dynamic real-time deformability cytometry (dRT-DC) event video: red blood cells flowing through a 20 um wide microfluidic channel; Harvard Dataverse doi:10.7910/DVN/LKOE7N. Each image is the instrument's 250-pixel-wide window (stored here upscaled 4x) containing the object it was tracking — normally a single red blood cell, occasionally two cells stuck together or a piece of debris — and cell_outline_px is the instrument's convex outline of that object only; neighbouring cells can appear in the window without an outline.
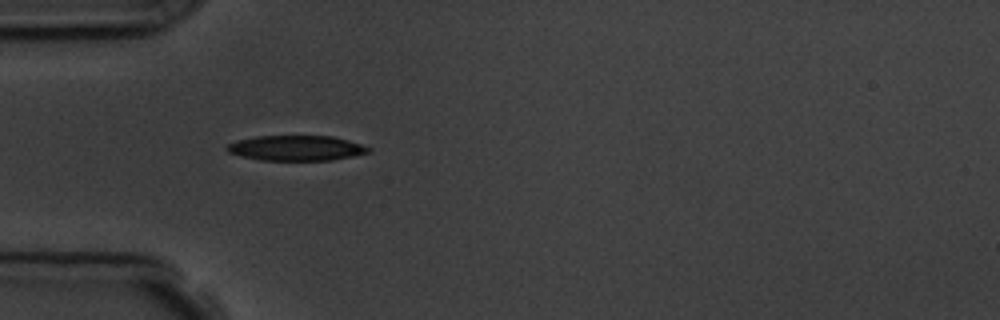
{"species": "common noctule bat (a hibernating species)", "species_latin": "Nyctalus noctula", "temperature_condition": "room temperature", "stored_images_in_passage": 10, "camera_frame_rate_fps": 3000, "um_per_image_px": 0.085, "animal": {"sex": "male", "body_mass_g": 19.5, "forearm_length_mm": 54.6}, "frame": {"image": 1, "passage_image": 4, "time_ms": 3.333, "image_size_px": [1000, 320], "cell_outline_px": [[372, 148], [368, 152], [352, 156], [332, 160], [260, 160], [240, 156], [228, 152], [224, 148], [228, 144], [236, 140], [256, 136], [332, 136], [348, 140]], "centroid_in_image_um": [25.13, 12.58], "position_along_channel_um": 59.9, "area_um2": 20.75}}
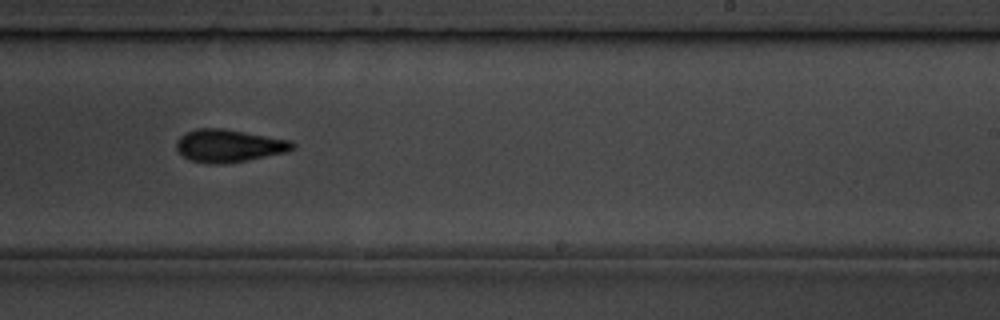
{"frame": {"image": 2, "passage_image": 9, "time_ms": 9.0, "image_size_px": [1000, 320], "cell_outline_px": [[296, 148], [288, 152], [224, 164], [208, 164], [192, 160], [184, 156], [176, 148], [176, 140], [180, 136], [196, 128], [224, 128], [292, 140], [296, 144]], "centroid_in_image_um": [19.5, 12.38], "position_along_channel_um": 269.5, "area_um2": 22.25}}